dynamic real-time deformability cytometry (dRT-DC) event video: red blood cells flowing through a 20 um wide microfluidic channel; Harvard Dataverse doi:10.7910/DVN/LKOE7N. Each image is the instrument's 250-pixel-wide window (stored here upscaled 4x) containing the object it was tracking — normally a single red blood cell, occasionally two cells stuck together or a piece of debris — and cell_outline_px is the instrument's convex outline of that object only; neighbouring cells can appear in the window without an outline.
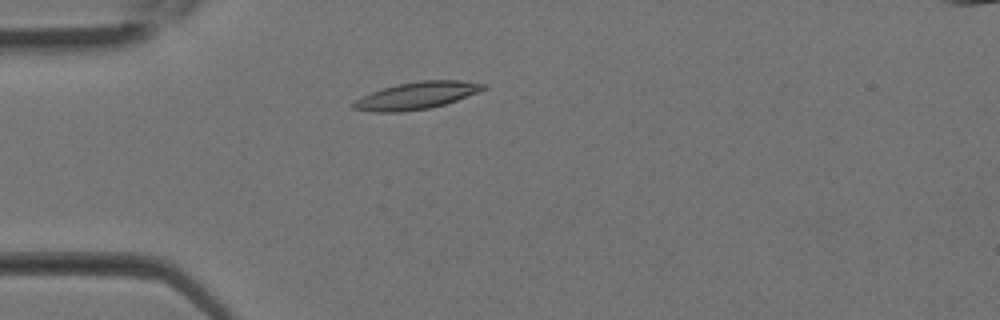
{"species": "Egyptian fruit bat (a non-hibernating species)", "species_latin": "Rousettus aegyptiacus", "temperature_condition": "room temperature", "stored_images_in_passage": 28, "camera_frame_rate_fps": 3000, "um_per_image_px": 0.085, "animal": {"sex": "female"}, "frame": {"image": 1, "passage_image": 6, "time_ms": 1.667, "image_size_px": [1000, 320], "cell_outline_px": [[488, 88], [456, 100], [444, 104], [428, 108], [400, 112], [372, 112], [352, 108], [352, 104], [356, 100], [372, 92], [384, 88], [400, 84], [420, 80], [460, 80], [488, 84]], "centroid_in_image_um": [35.45, 8.12], "position_along_channel_um": 49.6, "area_um2": 20.29}}
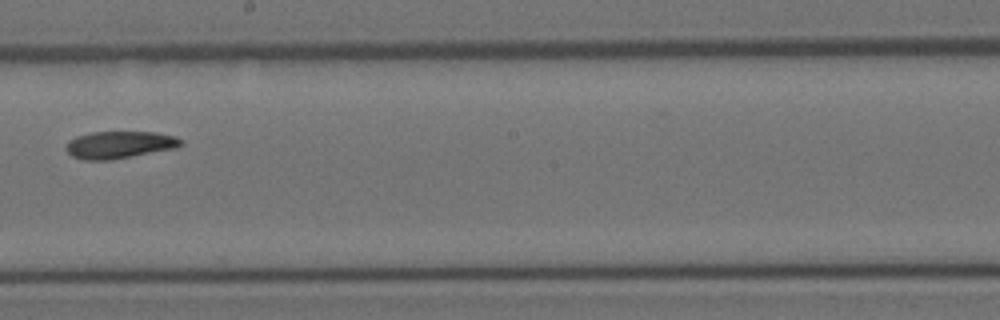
{"frame": {"image": 2, "passage_image": 15, "time_ms": 4.667, "image_size_px": [1000, 320], "cell_outline_px": [[184, 144], [176, 148], [112, 160], [84, 160], [72, 156], [64, 148], [68, 140], [76, 136], [92, 132], [156, 132], [176, 136], [184, 140]], "centroid_in_image_um": [10.17, 12.3], "position_along_channel_um": 238.0, "area_um2": 18.5}}
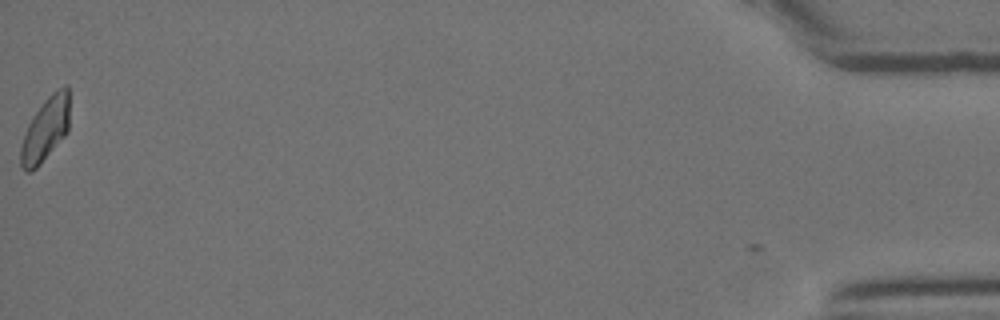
{"frame": {"image": 3, "passage_image": 28, "time_ms": 9.0, "image_size_px": [1000, 320], "cell_outline_px": [[68, 132], [40, 164], [32, 172], [28, 172], [20, 168], [20, 148], [28, 124], [32, 116], [44, 100], [52, 92], [64, 84], [68, 84]], "centroid_in_image_um": [3.85, 11.0], "position_along_channel_um": 431.4, "area_um2": 18.15}}